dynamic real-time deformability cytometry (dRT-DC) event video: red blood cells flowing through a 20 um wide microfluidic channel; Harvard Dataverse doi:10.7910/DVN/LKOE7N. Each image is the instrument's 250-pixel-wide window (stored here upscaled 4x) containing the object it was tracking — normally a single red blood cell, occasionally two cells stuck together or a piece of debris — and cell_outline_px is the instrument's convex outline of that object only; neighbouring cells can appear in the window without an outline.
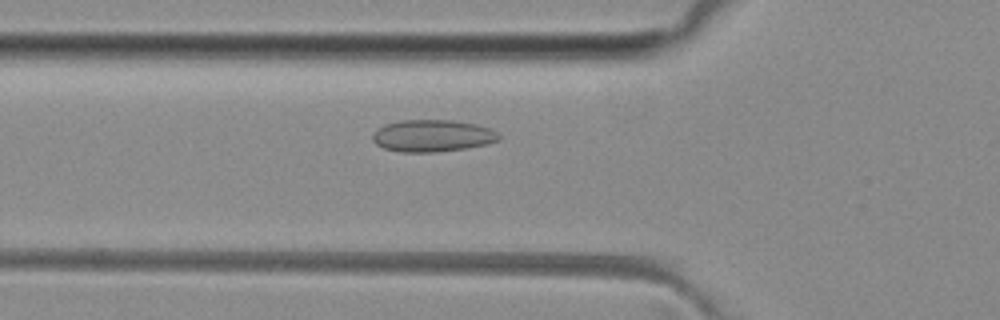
{"species": "common noctule bat (a hibernating species)", "species_latin": "Nyctalus noctula", "temperature_condition": "room temperature", "stored_images_in_passage": 45, "camera_frame_rate_fps": 3000, "um_per_image_px": 0.085, "animal": {"sex": "female", "body_mass_g": 29.2, "forearm_length_mm": 56.3}, "frame": {"image": 1, "passage_image": 12, "time_ms": 3.667, "image_size_px": [1000, 320], "cell_outline_px": [[500, 140], [488, 144], [464, 148], [432, 152], [400, 152], [384, 148], [376, 144], [372, 140], [372, 132], [376, 128], [384, 124], [400, 120], [452, 120], [476, 124], [488, 128], [496, 132], [500, 136]], "centroid_in_image_um": [36.71, 11.53], "position_along_channel_um": 89.1, "area_um2": 23.64}}
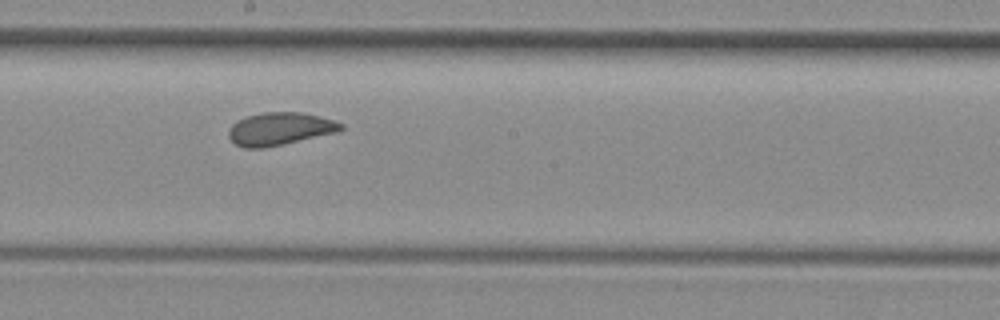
{"frame": {"image": 2, "passage_image": 22, "time_ms": 7.0, "image_size_px": [1000, 320], "cell_outline_px": [[344, 128], [336, 132], [264, 148], [244, 148], [236, 144], [228, 136], [228, 132], [232, 124], [236, 120], [248, 116], [264, 112], [300, 112], [320, 116], [336, 120], [344, 124]], "centroid_in_image_um": [23.79, 10.94], "position_along_channel_um": 224.4, "area_um2": 21.33}}
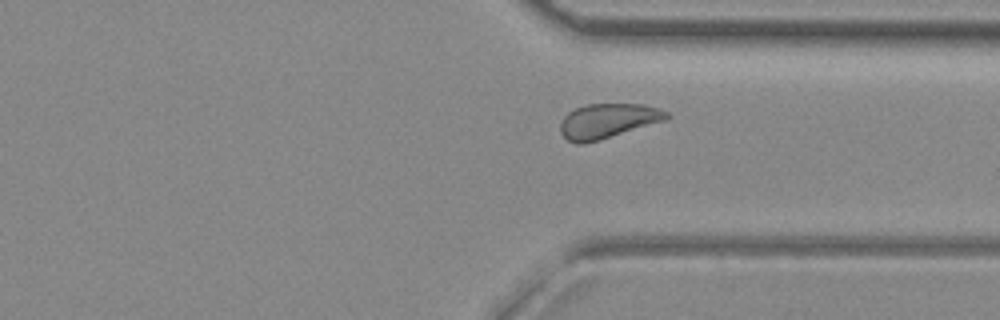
{"frame": {"image": 3, "passage_image": 32, "time_ms": 10.333, "image_size_px": [1000, 320], "cell_outline_px": [[672, 116], [668, 120], [600, 140], [584, 144], [576, 144], [568, 140], [560, 132], [560, 124], [564, 116], [568, 112], [576, 108], [588, 104], [644, 104], [660, 108], [668, 112]], "centroid_in_image_um": [51.71, 10.28], "position_along_channel_um": 359.7, "area_um2": 21.79}, "authors_computed_cell_mechanics": {"area_um2": 21.7328, "velocity_mm_per_s": 4.059, "shape_relaxation_time_tau1_ms": null, "shape_relaxation_time_tau2_ms": 1.3808, "deformation_change_tau1": null, "deformation_change_tau2": 0.0605}}